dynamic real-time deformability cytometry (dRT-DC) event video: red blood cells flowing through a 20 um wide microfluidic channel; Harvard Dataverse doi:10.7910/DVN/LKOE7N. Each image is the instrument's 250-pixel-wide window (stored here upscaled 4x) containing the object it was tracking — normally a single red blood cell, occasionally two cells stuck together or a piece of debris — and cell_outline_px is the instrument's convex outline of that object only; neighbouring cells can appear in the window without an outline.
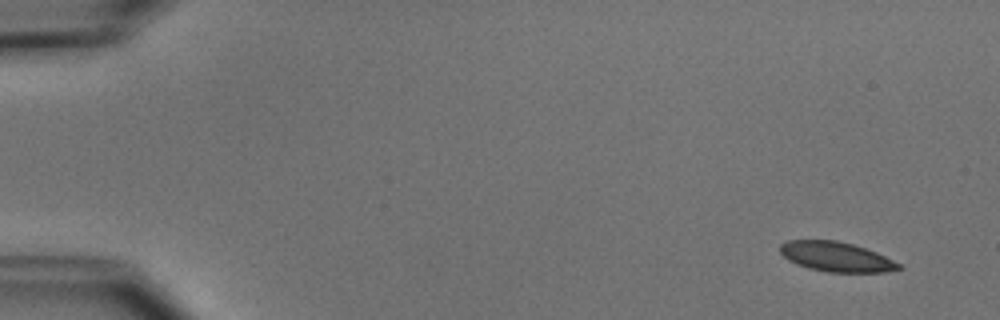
{"species": "common noctule bat (a hibernating species)", "species_latin": "Nyctalus noctula", "temperature_condition": "cold", "stored_images_in_passage": 5, "camera_frame_rate_fps": 3000, "um_per_image_px": 0.085, "animal": {"sex": "male", "body_mass_g": 15.6}, "frame": {"image": 1, "passage_image": 1, "time_ms": 0.0, "image_size_px": [1000, 320], "cell_outline_px": [[904, 268], [884, 272], [828, 272], [808, 268], [796, 264], [788, 260], [780, 252], [780, 244], [788, 240], [836, 240], [852, 244], [876, 252], [900, 264]], "centroid_in_image_um": [71.05, 21.82], "position_along_channel_um": 13.9, "area_um2": 20.46}}
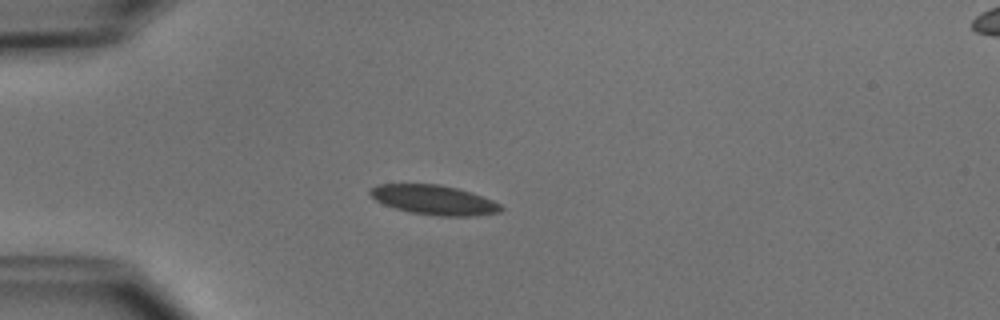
{"frame": {"image": 2, "passage_image": 4, "time_ms": 3.667, "image_size_px": [1000, 320], "cell_outline_px": [[504, 208], [500, 212], [476, 216], [440, 216], [412, 212], [396, 208], [384, 204], [376, 200], [368, 192], [376, 184], [440, 184], [460, 188], [472, 192], [492, 200], [500, 204]], "centroid_in_image_um": [36.93, 16.98], "position_along_channel_um": 48.1, "area_um2": 22.54}}